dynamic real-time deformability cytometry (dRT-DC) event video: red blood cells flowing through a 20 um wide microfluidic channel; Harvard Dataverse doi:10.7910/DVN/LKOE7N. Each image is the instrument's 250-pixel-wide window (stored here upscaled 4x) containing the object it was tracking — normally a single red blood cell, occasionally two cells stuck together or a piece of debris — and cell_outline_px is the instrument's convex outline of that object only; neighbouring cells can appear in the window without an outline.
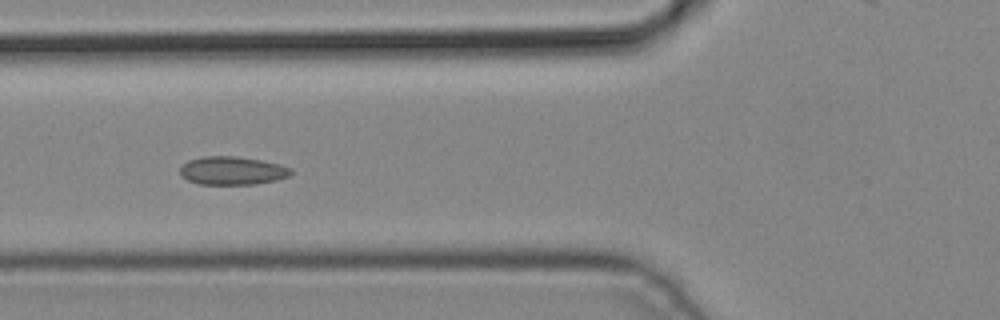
{"species": "common noctule bat (a hibernating species)", "species_latin": "Nyctalus noctula", "temperature_condition": "cold", "stored_images_in_passage": 6, "camera_frame_rate_fps": 3000, "um_per_image_px": 0.085, "animal": {"sex": "male", "body_mass_g": 19.2, "forearm_length_mm": 51.8}, "frame": {"image": 1, "passage_image": 6, "time_ms": 1.667, "image_size_px": [1000, 320], "cell_outline_px": [[292, 172], [288, 176], [276, 180], [256, 184], [200, 184], [188, 180], [180, 176], [180, 168], [188, 160], [204, 156], [236, 156], [260, 160], [280, 164], [292, 168]], "centroid_in_image_um": [19.74, 14.5], "position_along_channel_um": 106.1, "area_um2": 18.26}}